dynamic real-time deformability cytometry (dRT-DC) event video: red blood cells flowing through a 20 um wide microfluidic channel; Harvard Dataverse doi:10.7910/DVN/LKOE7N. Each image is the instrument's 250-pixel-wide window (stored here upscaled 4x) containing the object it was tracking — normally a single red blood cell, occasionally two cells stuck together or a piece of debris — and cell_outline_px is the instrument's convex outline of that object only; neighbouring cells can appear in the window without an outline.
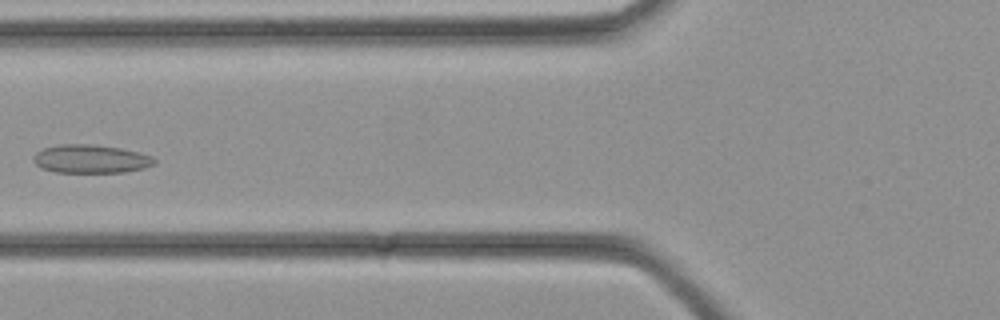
{"species": "common noctule bat (a hibernating species)", "species_latin": "Nyctalus noctula", "temperature_condition": "cold", "stored_images_in_passage": 33, "camera_frame_rate_fps": 3000, "um_per_image_px": 0.085, "animal": {"sex": "female", "body_mass_g": 21.9}, "frame": {"image": 1, "passage_image": 12, "time_ms": 3.667, "image_size_px": [1000, 320], "cell_outline_px": [[156, 164], [144, 168], [124, 172], [56, 172], [40, 168], [32, 160], [32, 156], [36, 152], [44, 148], [60, 144], [92, 144], [120, 148], [152, 156], [156, 160]], "centroid_in_image_um": [7.69, 13.51], "position_along_channel_um": 118.1, "area_um2": 20.06}}
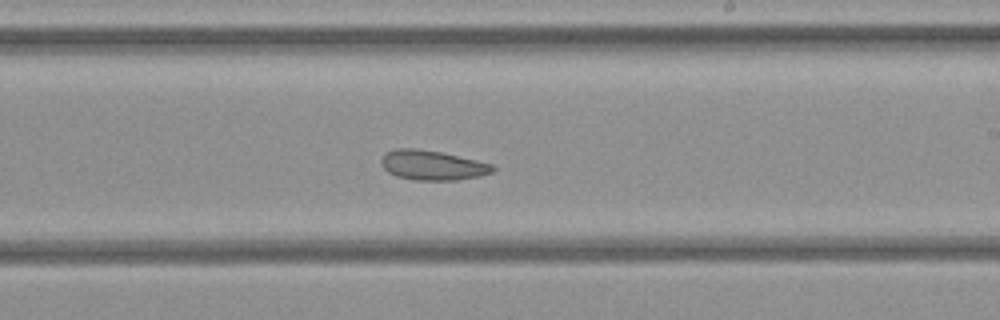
{"frame": {"image": 2, "passage_image": 19, "time_ms": 6.0, "image_size_px": [1000, 320], "cell_outline_px": [[496, 168], [492, 172], [480, 176], [456, 180], [416, 180], [396, 176], [388, 172], [380, 164], [380, 160], [384, 152], [396, 148], [416, 148], [440, 152], [476, 160], [492, 164]], "centroid_in_image_um": [36.71, 14.04], "position_along_channel_um": 252.3, "area_um2": 19.36}}
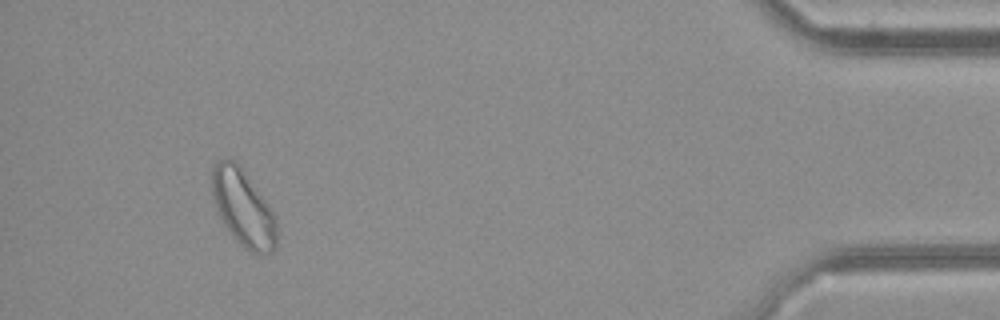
{"frame": {"image": 3, "passage_image": 31, "time_ms": 10.0, "image_size_px": [1000, 320], "cell_outline_px": [[276, 248], [272, 252], [260, 256], [256, 256], [244, 248], [232, 236], [224, 224], [220, 216], [212, 196], [212, 168], [216, 160], [236, 160], [240, 164], [276, 216]], "centroid_in_image_um": [20.68, 17.7], "position_along_channel_um": 414.5, "area_um2": 29.07}}